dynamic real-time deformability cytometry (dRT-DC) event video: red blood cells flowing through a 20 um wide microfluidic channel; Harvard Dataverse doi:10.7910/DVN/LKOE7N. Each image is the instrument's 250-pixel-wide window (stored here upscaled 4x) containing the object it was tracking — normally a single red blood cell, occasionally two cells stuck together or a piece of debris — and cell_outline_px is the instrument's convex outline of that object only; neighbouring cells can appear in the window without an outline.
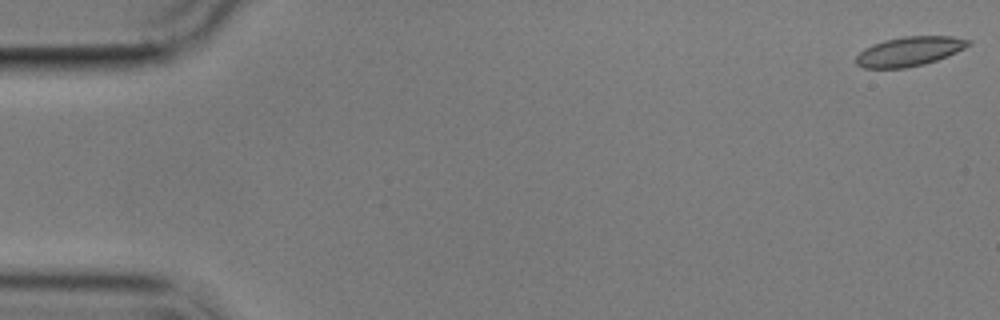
{"species": "common noctule bat (a hibernating species)", "species_latin": "Nyctalus noctula", "temperature_condition": "cold", "stored_images_in_passage": 4, "camera_frame_rate_fps": 3000, "um_per_image_px": 0.085, "animal": {"sex": "male", "body_mass_g": 17.9}, "frame": {"image": 1, "passage_image": 1, "time_ms": 0.0, "image_size_px": [1000, 320], "cell_outline_px": [[972, 44], [948, 56], [924, 64], [908, 68], [864, 68], [856, 64], [856, 56], [864, 48], [872, 44], [884, 40], [904, 36], [952, 36], [972, 40]], "centroid_in_image_um": [77.3, 4.36], "position_along_channel_um": 7.7, "area_um2": 19.36}}
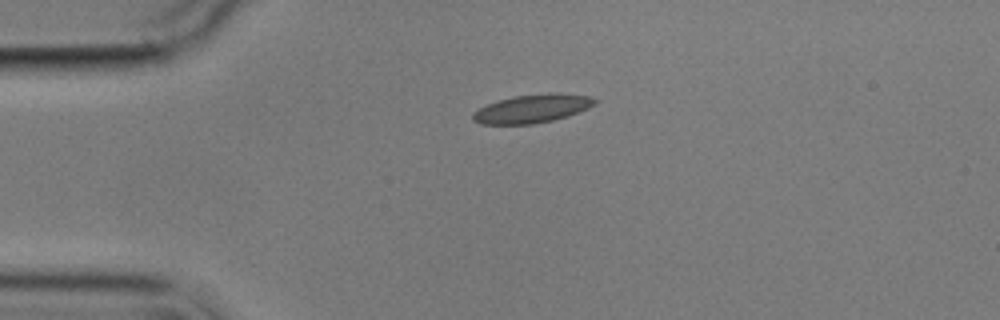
{"frame": {"image": 2, "passage_image": 4, "time_ms": 4.0, "image_size_px": [1000, 320], "cell_outline_px": [[600, 100], [596, 104], [588, 108], [568, 116], [552, 120], [532, 124], [480, 124], [472, 120], [472, 112], [496, 100], [512, 96], [548, 92], [556, 92], [592, 96]], "centroid_in_image_um": [45.27, 9.21], "position_along_channel_um": 39.7, "area_um2": 20.58}}